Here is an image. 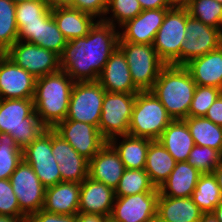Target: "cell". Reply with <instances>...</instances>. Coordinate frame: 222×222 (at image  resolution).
I'll list each match as a JSON object with an SVG mask.
<instances>
[{
    "mask_svg": "<svg viewBox=\"0 0 222 222\" xmlns=\"http://www.w3.org/2000/svg\"><path fill=\"white\" fill-rule=\"evenodd\" d=\"M118 44L119 28L98 20L85 37L67 41L60 68L74 82L98 81Z\"/></svg>",
    "mask_w": 222,
    "mask_h": 222,
    "instance_id": "6da1fadb",
    "label": "cell"
},
{
    "mask_svg": "<svg viewBox=\"0 0 222 222\" xmlns=\"http://www.w3.org/2000/svg\"><path fill=\"white\" fill-rule=\"evenodd\" d=\"M74 83L61 69L36 78L33 97L35 113L48 129L66 119Z\"/></svg>",
    "mask_w": 222,
    "mask_h": 222,
    "instance_id": "7a4b0ae2",
    "label": "cell"
},
{
    "mask_svg": "<svg viewBox=\"0 0 222 222\" xmlns=\"http://www.w3.org/2000/svg\"><path fill=\"white\" fill-rule=\"evenodd\" d=\"M196 83L184 66L166 65L150 90L173 120L188 118Z\"/></svg>",
    "mask_w": 222,
    "mask_h": 222,
    "instance_id": "3957f363",
    "label": "cell"
},
{
    "mask_svg": "<svg viewBox=\"0 0 222 222\" xmlns=\"http://www.w3.org/2000/svg\"><path fill=\"white\" fill-rule=\"evenodd\" d=\"M47 129L35 113L33 99H0V132L10 134L20 149Z\"/></svg>",
    "mask_w": 222,
    "mask_h": 222,
    "instance_id": "277c9868",
    "label": "cell"
},
{
    "mask_svg": "<svg viewBox=\"0 0 222 222\" xmlns=\"http://www.w3.org/2000/svg\"><path fill=\"white\" fill-rule=\"evenodd\" d=\"M173 119L151 91L136 94L128 134L158 140Z\"/></svg>",
    "mask_w": 222,
    "mask_h": 222,
    "instance_id": "5b68a950",
    "label": "cell"
},
{
    "mask_svg": "<svg viewBox=\"0 0 222 222\" xmlns=\"http://www.w3.org/2000/svg\"><path fill=\"white\" fill-rule=\"evenodd\" d=\"M118 48L126 57L134 85L140 91H150L166 66L153 44H135L119 38Z\"/></svg>",
    "mask_w": 222,
    "mask_h": 222,
    "instance_id": "8992f818",
    "label": "cell"
},
{
    "mask_svg": "<svg viewBox=\"0 0 222 222\" xmlns=\"http://www.w3.org/2000/svg\"><path fill=\"white\" fill-rule=\"evenodd\" d=\"M187 8H170L156 33L153 47L166 65L181 66V44L185 40Z\"/></svg>",
    "mask_w": 222,
    "mask_h": 222,
    "instance_id": "52a82bcc",
    "label": "cell"
},
{
    "mask_svg": "<svg viewBox=\"0 0 222 222\" xmlns=\"http://www.w3.org/2000/svg\"><path fill=\"white\" fill-rule=\"evenodd\" d=\"M136 94L105 91L98 129L107 141L128 134Z\"/></svg>",
    "mask_w": 222,
    "mask_h": 222,
    "instance_id": "ba28073f",
    "label": "cell"
},
{
    "mask_svg": "<svg viewBox=\"0 0 222 222\" xmlns=\"http://www.w3.org/2000/svg\"><path fill=\"white\" fill-rule=\"evenodd\" d=\"M105 90L98 81L75 82L66 119L99 127Z\"/></svg>",
    "mask_w": 222,
    "mask_h": 222,
    "instance_id": "9c48e42d",
    "label": "cell"
},
{
    "mask_svg": "<svg viewBox=\"0 0 222 222\" xmlns=\"http://www.w3.org/2000/svg\"><path fill=\"white\" fill-rule=\"evenodd\" d=\"M5 55L35 78L46 76L61 69L58 54L33 43L17 40L5 52Z\"/></svg>",
    "mask_w": 222,
    "mask_h": 222,
    "instance_id": "30bf717a",
    "label": "cell"
},
{
    "mask_svg": "<svg viewBox=\"0 0 222 222\" xmlns=\"http://www.w3.org/2000/svg\"><path fill=\"white\" fill-rule=\"evenodd\" d=\"M25 162L31 165L41 183L47 188L62 182L59 164L52 153V129L45 130L22 150Z\"/></svg>",
    "mask_w": 222,
    "mask_h": 222,
    "instance_id": "8fae6325",
    "label": "cell"
},
{
    "mask_svg": "<svg viewBox=\"0 0 222 222\" xmlns=\"http://www.w3.org/2000/svg\"><path fill=\"white\" fill-rule=\"evenodd\" d=\"M20 210L29 216L43 209L46 187L41 183L31 165L22 160L9 178Z\"/></svg>",
    "mask_w": 222,
    "mask_h": 222,
    "instance_id": "7c38bea8",
    "label": "cell"
},
{
    "mask_svg": "<svg viewBox=\"0 0 222 222\" xmlns=\"http://www.w3.org/2000/svg\"><path fill=\"white\" fill-rule=\"evenodd\" d=\"M53 130L89 161L108 142L96 126L80 121L65 119Z\"/></svg>",
    "mask_w": 222,
    "mask_h": 222,
    "instance_id": "4fadbf2b",
    "label": "cell"
},
{
    "mask_svg": "<svg viewBox=\"0 0 222 222\" xmlns=\"http://www.w3.org/2000/svg\"><path fill=\"white\" fill-rule=\"evenodd\" d=\"M221 42V31L191 17L187 18L185 40L181 44V66L190 60L217 49Z\"/></svg>",
    "mask_w": 222,
    "mask_h": 222,
    "instance_id": "5bb4252c",
    "label": "cell"
},
{
    "mask_svg": "<svg viewBox=\"0 0 222 222\" xmlns=\"http://www.w3.org/2000/svg\"><path fill=\"white\" fill-rule=\"evenodd\" d=\"M159 192H145L115 197L111 222H153Z\"/></svg>",
    "mask_w": 222,
    "mask_h": 222,
    "instance_id": "9a60e30c",
    "label": "cell"
},
{
    "mask_svg": "<svg viewBox=\"0 0 222 222\" xmlns=\"http://www.w3.org/2000/svg\"><path fill=\"white\" fill-rule=\"evenodd\" d=\"M36 78L5 54L0 58V99H33Z\"/></svg>",
    "mask_w": 222,
    "mask_h": 222,
    "instance_id": "2e32d148",
    "label": "cell"
},
{
    "mask_svg": "<svg viewBox=\"0 0 222 222\" xmlns=\"http://www.w3.org/2000/svg\"><path fill=\"white\" fill-rule=\"evenodd\" d=\"M170 8L147 9L119 27V38L135 44H153Z\"/></svg>",
    "mask_w": 222,
    "mask_h": 222,
    "instance_id": "e0dca14e",
    "label": "cell"
},
{
    "mask_svg": "<svg viewBox=\"0 0 222 222\" xmlns=\"http://www.w3.org/2000/svg\"><path fill=\"white\" fill-rule=\"evenodd\" d=\"M52 153L59 164L62 182L81 184L89 174L87 160L52 129Z\"/></svg>",
    "mask_w": 222,
    "mask_h": 222,
    "instance_id": "ac0fdd59",
    "label": "cell"
},
{
    "mask_svg": "<svg viewBox=\"0 0 222 222\" xmlns=\"http://www.w3.org/2000/svg\"><path fill=\"white\" fill-rule=\"evenodd\" d=\"M18 40L41 46L59 56L67 44L52 14L41 23L22 24L18 28Z\"/></svg>",
    "mask_w": 222,
    "mask_h": 222,
    "instance_id": "d6986e66",
    "label": "cell"
},
{
    "mask_svg": "<svg viewBox=\"0 0 222 222\" xmlns=\"http://www.w3.org/2000/svg\"><path fill=\"white\" fill-rule=\"evenodd\" d=\"M115 190L89 176L80 184L79 212L104 215L110 218Z\"/></svg>",
    "mask_w": 222,
    "mask_h": 222,
    "instance_id": "ffe728a7",
    "label": "cell"
},
{
    "mask_svg": "<svg viewBox=\"0 0 222 222\" xmlns=\"http://www.w3.org/2000/svg\"><path fill=\"white\" fill-rule=\"evenodd\" d=\"M98 82L106 92H140L133 83L126 57L119 48L110 55Z\"/></svg>",
    "mask_w": 222,
    "mask_h": 222,
    "instance_id": "44dd1931",
    "label": "cell"
},
{
    "mask_svg": "<svg viewBox=\"0 0 222 222\" xmlns=\"http://www.w3.org/2000/svg\"><path fill=\"white\" fill-rule=\"evenodd\" d=\"M125 170L119 154L107 142L89 161L88 176L115 190Z\"/></svg>",
    "mask_w": 222,
    "mask_h": 222,
    "instance_id": "7402d4cb",
    "label": "cell"
},
{
    "mask_svg": "<svg viewBox=\"0 0 222 222\" xmlns=\"http://www.w3.org/2000/svg\"><path fill=\"white\" fill-rule=\"evenodd\" d=\"M184 67L196 85L222 90V45L207 54L190 60Z\"/></svg>",
    "mask_w": 222,
    "mask_h": 222,
    "instance_id": "603a6c76",
    "label": "cell"
},
{
    "mask_svg": "<svg viewBox=\"0 0 222 222\" xmlns=\"http://www.w3.org/2000/svg\"><path fill=\"white\" fill-rule=\"evenodd\" d=\"M79 197V183L59 182L46 188L43 210L62 215H76L79 212Z\"/></svg>",
    "mask_w": 222,
    "mask_h": 222,
    "instance_id": "cb8c5ba5",
    "label": "cell"
},
{
    "mask_svg": "<svg viewBox=\"0 0 222 222\" xmlns=\"http://www.w3.org/2000/svg\"><path fill=\"white\" fill-rule=\"evenodd\" d=\"M203 212L191 197H169L159 193L156 218L164 222H199Z\"/></svg>",
    "mask_w": 222,
    "mask_h": 222,
    "instance_id": "d4e9b609",
    "label": "cell"
},
{
    "mask_svg": "<svg viewBox=\"0 0 222 222\" xmlns=\"http://www.w3.org/2000/svg\"><path fill=\"white\" fill-rule=\"evenodd\" d=\"M51 14L67 41L85 37L98 21L94 16L72 7L54 8Z\"/></svg>",
    "mask_w": 222,
    "mask_h": 222,
    "instance_id": "484cf974",
    "label": "cell"
},
{
    "mask_svg": "<svg viewBox=\"0 0 222 222\" xmlns=\"http://www.w3.org/2000/svg\"><path fill=\"white\" fill-rule=\"evenodd\" d=\"M176 162H185L195 146L186 122L172 120L158 139Z\"/></svg>",
    "mask_w": 222,
    "mask_h": 222,
    "instance_id": "4316f807",
    "label": "cell"
},
{
    "mask_svg": "<svg viewBox=\"0 0 222 222\" xmlns=\"http://www.w3.org/2000/svg\"><path fill=\"white\" fill-rule=\"evenodd\" d=\"M202 173L187 161L176 162L167 180L158 188L162 196L191 197Z\"/></svg>",
    "mask_w": 222,
    "mask_h": 222,
    "instance_id": "83f0119b",
    "label": "cell"
},
{
    "mask_svg": "<svg viewBox=\"0 0 222 222\" xmlns=\"http://www.w3.org/2000/svg\"><path fill=\"white\" fill-rule=\"evenodd\" d=\"M152 140L129 134L111 138L108 143L119 154L125 169H144Z\"/></svg>",
    "mask_w": 222,
    "mask_h": 222,
    "instance_id": "f1b7e54d",
    "label": "cell"
},
{
    "mask_svg": "<svg viewBox=\"0 0 222 222\" xmlns=\"http://www.w3.org/2000/svg\"><path fill=\"white\" fill-rule=\"evenodd\" d=\"M175 165V159L161 142L152 140L149 144L144 170L157 189L167 180Z\"/></svg>",
    "mask_w": 222,
    "mask_h": 222,
    "instance_id": "f546056e",
    "label": "cell"
},
{
    "mask_svg": "<svg viewBox=\"0 0 222 222\" xmlns=\"http://www.w3.org/2000/svg\"><path fill=\"white\" fill-rule=\"evenodd\" d=\"M183 120L188 126L195 145L210 147L222 155V126L214 124L204 116L188 117Z\"/></svg>",
    "mask_w": 222,
    "mask_h": 222,
    "instance_id": "4dcf8cb0",
    "label": "cell"
},
{
    "mask_svg": "<svg viewBox=\"0 0 222 222\" xmlns=\"http://www.w3.org/2000/svg\"><path fill=\"white\" fill-rule=\"evenodd\" d=\"M191 198L203 213L214 211L222 200V193L213 173L200 175Z\"/></svg>",
    "mask_w": 222,
    "mask_h": 222,
    "instance_id": "1f68e13d",
    "label": "cell"
},
{
    "mask_svg": "<svg viewBox=\"0 0 222 222\" xmlns=\"http://www.w3.org/2000/svg\"><path fill=\"white\" fill-rule=\"evenodd\" d=\"M145 192H159L144 169H125L115 188V197H124Z\"/></svg>",
    "mask_w": 222,
    "mask_h": 222,
    "instance_id": "d6a6232c",
    "label": "cell"
},
{
    "mask_svg": "<svg viewBox=\"0 0 222 222\" xmlns=\"http://www.w3.org/2000/svg\"><path fill=\"white\" fill-rule=\"evenodd\" d=\"M16 4L0 0V48L6 52L18 40Z\"/></svg>",
    "mask_w": 222,
    "mask_h": 222,
    "instance_id": "836d02e7",
    "label": "cell"
},
{
    "mask_svg": "<svg viewBox=\"0 0 222 222\" xmlns=\"http://www.w3.org/2000/svg\"><path fill=\"white\" fill-rule=\"evenodd\" d=\"M22 160V149L14 138L0 132V179H9Z\"/></svg>",
    "mask_w": 222,
    "mask_h": 222,
    "instance_id": "e575fe53",
    "label": "cell"
},
{
    "mask_svg": "<svg viewBox=\"0 0 222 222\" xmlns=\"http://www.w3.org/2000/svg\"><path fill=\"white\" fill-rule=\"evenodd\" d=\"M141 12L142 7L138 0H108L106 13L102 21L119 28Z\"/></svg>",
    "mask_w": 222,
    "mask_h": 222,
    "instance_id": "d590c367",
    "label": "cell"
},
{
    "mask_svg": "<svg viewBox=\"0 0 222 222\" xmlns=\"http://www.w3.org/2000/svg\"><path fill=\"white\" fill-rule=\"evenodd\" d=\"M189 15L206 25L222 30V4L215 0H192L186 7Z\"/></svg>",
    "mask_w": 222,
    "mask_h": 222,
    "instance_id": "8d00e7d4",
    "label": "cell"
},
{
    "mask_svg": "<svg viewBox=\"0 0 222 222\" xmlns=\"http://www.w3.org/2000/svg\"><path fill=\"white\" fill-rule=\"evenodd\" d=\"M52 9L44 0H31L16 4V23L19 28L22 24L41 23L50 14Z\"/></svg>",
    "mask_w": 222,
    "mask_h": 222,
    "instance_id": "74e56055",
    "label": "cell"
},
{
    "mask_svg": "<svg viewBox=\"0 0 222 222\" xmlns=\"http://www.w3.org/2000/svg\"><path fill=\"white\" fill-rule=\"evenodd\" d=\"M222 155L215 149L207 146L195 145L191 150L187 162L202 174L213 173L219 165Z\"/></svg>",
    "mask_w": 222,
    "mask_h": 222,
    "instance_id": "f35d334b",
    "label": "cell"
},
{
    "mask_svg": "<svg viewBox=\"0 0 222 222\" xmlns=\"http://www.w3.org/2000/svg\"><path fill=\"white\" fill-rule=\"evenodd\" d=\"M222 94V90L215 87L197 85L188 111V117L205 116L209 107Z\"/></svg>",
    "mask_w": 222,
    "mask_h": 222,
    "instance_id": "ab89813d",
    "label": "cell"
},
{
    "mask_svg": "<svg viewBox=\"0 0 222 222\" xmlns=\"http://www.w3.org/2000/svg\"><path fill=\"white\" fill-rule=\"evenodd\" d=\"M0 215L17 218L27 217L20 210L18 199L9 179H0Z\"/></svg>",
    "mask_w": 222,
    "mask_h": 222,
    "instance_id": "60d3db41",
    "label": "cell"
},
{
    "mask_svg": "<svg viewBox=\"0 0 222 222\" xmlns=\"http://www.w3.org/2000/svg\"><path fill=\"white\" fill-rule=\"evenodd\" d=\"M108 0H74L72 8L88 13L98 20H103Z\"/></svg>",
    "mask_w": 222,
    "mask_h": 222,
    "instance_id": "b9f144b4",
    "label": "cell"
},
{
    "mask_svg": "<svg viewBox=\"0 0 222 222\" xmlns=\"http://www.w3.org/2000/svg\"><path fill=\"white\" fill-rule=\"evenodd\" d=\"M26 222H77L76 215L50 213L43 209L26 217Z\"/></svg>",
    "mask_w": 222,
    "mask_h": 222,
    "instance_id": "7bdbcfd3",
    "label": "cell"
},
{
    "mask_svg": "<svg viewBox=\"0 0 222 222\" xmlns=\"http://www.w3.org/2000/svg\"><path fill=\"white\" fill-rule=\"evenodd\" d=\"M204 117L214 124L222 126V94L209 107Z\"/></svg>",
    "mask_w": 222,
    "mask_h": 222,
    "instance_id": "ee69618b",
    "label": "cell"
},
{
    "mask_svg": "<svg viewBox=\"0 0 222 222\" xmlns=\"http://www.w3.org/2000/svg\"><path fill=\"white\" fill-rule=\"evenodd\" d=\"M142 10L158 9V8H172L169 0H138Z\"/></svg>",
    "mask_w": 222,
    "mask_h": 222,
    "instance_id": "f6af8a7d",
    "label": "cell"
},
{
    "mask_svg": "<svg viewBox=\"0 0 222 222\" xmlns=\"http://www.w3.org/2000/svg\"><path fill=\"white\" fill-rule=\"evenodd\" d=\"M76 221L77 222H109V217L104 215H94V214H84L78 212L76 214Z\"/></svg>",
    "mask_w": 222,
    "mask_h": 222,
    "instance_id": "bcb514c9",
    "label": "cell"
},
{
    "mask_svg": "<svg viewBox=\"0 0 222 222\" xmlns=\"http://www.w3.org/2000/svg\"><path fill=\"white\" fill-rule=\"evenodd\" d=\"M44 1L51 9L58 7H71L74 3V0H44Z\"/></svg>",
    "mask_w": 222,
    "mask_h": 222,
    "instance_id": "7dc6e473",
    "label": "cell"
},
{
    "mask_svg": "<svg viewBox=\"0 0 222 222\" xmlns=\"http://www.w3.org/2000/svg\"><path fill=\"white\" fill-rule=\"evenodd\" d=\"M213 175L216 177L217 184L222 193V160L220 161L219 165L213 170Z\"/></svg>",
    "mask_w": 222,
    "mask_h": 222,
    "instance_id": "c3c4849f",
    "label": "cell"
},
{
    "mask_svg": "<svg viewBox=\"0 0 222 222\" xmlns=\"http://www.w3.org/2000/svg\"><path fill=\"white\" fill-rule=\"evenodd\" d=\"M192 0H169L171 7L186 8Z\"/></svg>",
    "mask_w": 222,
    "mask_h": 222,
    "instance_id": "681fc988",
    "label": "cell"
},
{
    "mask_svg": "<svg viewBox=\"0 0 222 222\" xmlns=\"http://www.w3.org/2000/svg\"><path fill=\"white\" fill-rule=\"evenodd\" d=\"M199 222H219L212 212L203 213Z\"/></svg>",
    "mask_w": 222,
    "mask_h": 222,
    "instance_id": "f907efd6",
    "label": "cell"
},
{
    "mask_svg": "<svg viewBox=\"0 0 222 222\" xmlns=\"http://www.w3.org/2000/svg\"><path fill=\"white\" fill-rule=\"evenodd\" d=\"M0 222H26V218H17L0 215Z\"/></svg>",
    "mask_w": 222,
    "mask_h": 222,
    "instance_id": "816d5d0a",
    "label": "cell"
},
{
    "mask_svg": "<svg viewBox=\"0 0 222 222\" xmlns=\"http://www.w3.org/2000/svg\"><path fill=\"white\" fill-rule=\"evenodd\" d=\"M219 222H222V200L220 203L214 208L212 212Z\"/></svg>",
    "mask_w": 222,
    "mask_h": 222,
    "instance_id": "f5cc1de1",
    "label": "cell"
},
{
    "mask_svg": "<svg viewBox=\"0 0 222 222\" xmlns=\"http://www.w3.org/2000/svg\"><path fill=\"white\" fill-rule=\"evenodd\" d=\"M14 4H18V3H21V2H28V1H31V0H11Z\"/></svg>",
    "mask_w": 222,
    "mask_h": 222,
    "instance_id": "db71d44e",
    "label": "cell"
},
{
    "mask_svg": "<svg viewBox=\"0 0 222 222\" xmlns=\"http://www.w3.org/2000/svg\"><path fill=\"white\" fill-rule=\"evenodd\" d=\"M5 54V52L0 48V58Z\"/></svg>",
    "mask_w": 222,
    "mask_h": 222,
    "instance_id": "11a10c76",
    "label": "cell"
},
{
    "mask_svg": "<svg viewBox=\"0 0 222 222\" xmlns=\"http://www.w3.org/2000/svg\"><path fill=\"white\" fill-rule=\"evenodd\" d=\"M153 222H164V221H161V220L155 218V219L153 220Z\"/></svg>",
    "mask_w": 222,
    "mask_h": 222,
    "instance_id": "9f6ffc18",
    "label": "cell"
},
{
    "mask_svg": "<svg viewBox=\"0 0 222 222\" xmlns=\"http://www.w3.org/2000/svg\"><path fill=\"white\" fill-rule=\"evenodd\" d=\"M215 1H217V2H219V3H221V4H222V0H215Z\"/></svg>",
    "mask_w": 222,
    "mask_h": 222,
    "instance_id": "6f0895ef",
    "label": "cell"
}]
</instances>
